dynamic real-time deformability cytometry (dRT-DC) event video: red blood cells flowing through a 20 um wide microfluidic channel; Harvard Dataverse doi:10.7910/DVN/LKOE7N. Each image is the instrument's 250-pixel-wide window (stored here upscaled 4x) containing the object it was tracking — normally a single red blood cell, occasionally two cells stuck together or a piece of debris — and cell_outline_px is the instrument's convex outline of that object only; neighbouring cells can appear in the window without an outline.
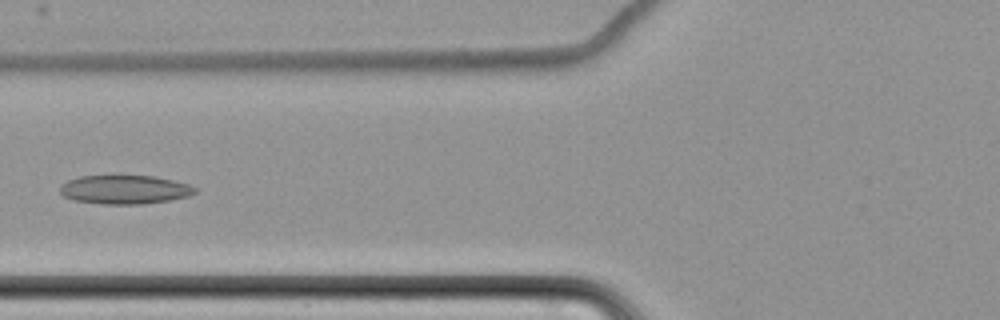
{"species": "common noctule bat (a hibernating species)", "species_latin": "Nyctalus noctula", "temperature_condition": "cold", "stored_images_in_passage": 5, "camera_frame_rate_fps": 3000, "um_per_image_px": 0.085, "animal": {"sex": "female", "body_mass_g": 22.7, "forearm_length_mm": 54.2}, "frame": {"image": 1, "passage_image": 5, "time_ms": 5.667, "image_size_px": [1000, 320], "cell_outline_px": [[196, 192], [188, 196], [168, 200], [140, 204], [104, 204], [76, 200], [64, 196], [60, 192], [60, 184], [68, 180], [80, 176], [152, 176], [172, 180], [188, 184], [196, 188]], "centroid_in_image_um": [10.58, 16.11], "position_along_channel_um": 115.2, "area_um2": 22.37}}